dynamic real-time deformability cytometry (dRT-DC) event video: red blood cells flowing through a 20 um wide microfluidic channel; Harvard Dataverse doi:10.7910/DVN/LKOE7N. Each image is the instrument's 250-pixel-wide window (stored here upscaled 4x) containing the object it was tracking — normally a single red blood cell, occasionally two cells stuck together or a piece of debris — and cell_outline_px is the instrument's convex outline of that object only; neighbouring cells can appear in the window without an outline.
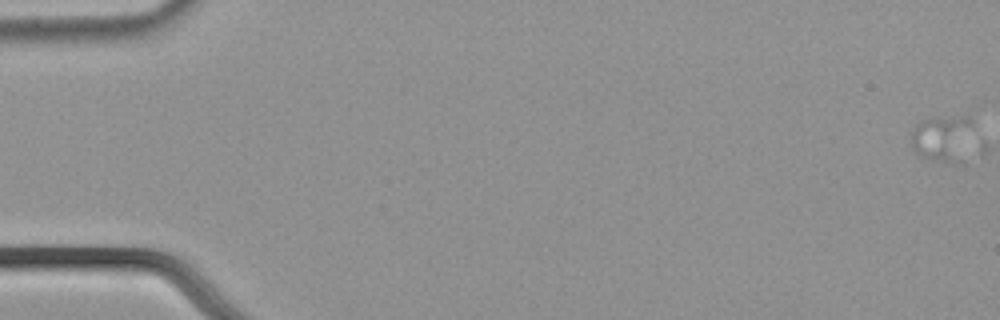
{"species": "common noctule bat (a hibernating species)", "species_latin": "Nyctalus noctula", "temperature_condition": "cold", "stored_images_in_passage": 3, "camera_frame_rate_fps": 3000, "um_per_image_px": 0.085, "animal": {"sex": "male", "body_mass_g": 21.5, "forearm_length_mm": 52.0}, "frame": {"image": 1, "passage_image": 1, "time_ms": 0.0, "image_size_px": [1000, 320], "cell_outline_px": [[972, 124], [964, 164], [952, 164], [924, 156], [916, 152], [912, 148], [912, 132], [924, 120], [964, 116], [968, 116], [972, 120]], "centroid_in_image_um": [80.19, 11.81], "position_along_channel_um": 4.8, "area_um2": 16.36}}